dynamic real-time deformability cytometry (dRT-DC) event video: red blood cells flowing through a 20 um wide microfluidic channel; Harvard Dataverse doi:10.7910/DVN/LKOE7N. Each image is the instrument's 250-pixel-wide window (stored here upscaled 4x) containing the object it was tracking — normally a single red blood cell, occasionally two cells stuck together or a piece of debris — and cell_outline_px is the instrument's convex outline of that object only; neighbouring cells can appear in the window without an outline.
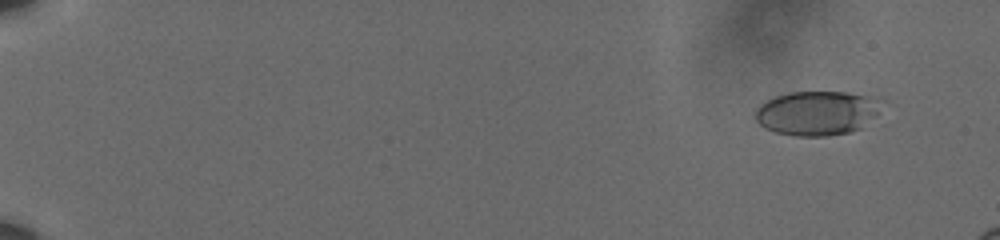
{"species": "human", "species_latin": "Homo sapiens", "temperature_condition": "cold", "stored_images_in_passage": 59, "camera_frame_rate_fps": 3000, "um_per_image_px": 0.085, "donor": {"sex": "male"}, "frame": {"image": 1, "passage_image": 4, "time_ms": 1.0, "image_size_px": [1000, 240], "cell_outline_px": [[876, 116], [860, 128], [848, 132], [828, 136], [792, 136], [776, 132], [764, 128], [756, 120], [756, 108], [760, 104], [776, 96], [792, 92], [848, 92], [868, 96], [876, 100]], "centroid_in_image_um": [69.37, 9.62], "position_along_channel_um": 15.6, "area_um2": 32.08}}
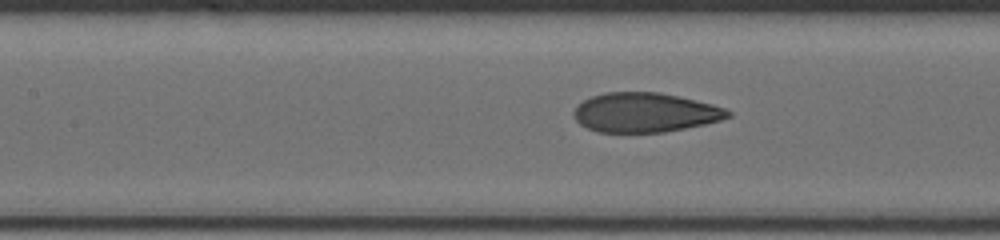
{"frame": {"image": 2, "passage_image": 30, "time_ms": 9.667, "image_size_px": [1000, 240], "cell_outline_px": [[732, 116], [720, 120], [704, 124], [664, 132], [596, 132], [580, 124], [576, 120], [572, 112], [584, 100], [592, 96], [604, 92], [660, 92], [712, 104], [724, 108], [732, 112]], "centroid_in_image_um": [54.82, 9.56], "position_along_channel_um": 152.6, "area_um2": 35.26}}
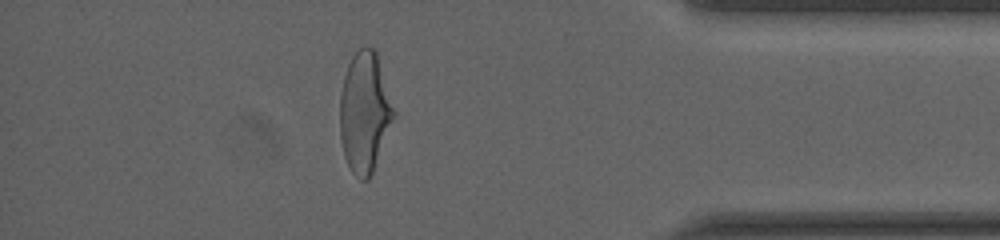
{"frame": {"image": 3, "passage_image": 53, "time_ms": 17.333, "image_size_px": [1000, 240], "cell_outline_px": [[396, 116], [372, 172], [368, 180], [364, 180], [356, 176], [352, 172], [344, 156], [340, 140], [340, 92], [344, 76], [348, 64], [352, 56], [364, 44], [372, 48], [376, 52], [396, 112]], "centroid_in_image_um": [31.0, 9.53], "position_along_channel_um": 404.2, "area_um2": 37.86}, "authors_computed_cell_mechanics": {"area_um2": 35.7204, "velocity_mm_per_s": 3.6179, "shape_relaxation_time_tau1_ms": 4.5785, "shape_relaxation_time_tau2_ms": 0.8314, "deformation_change_tau1": 0.1815, "deformation_change_tau2": 0.0698}}